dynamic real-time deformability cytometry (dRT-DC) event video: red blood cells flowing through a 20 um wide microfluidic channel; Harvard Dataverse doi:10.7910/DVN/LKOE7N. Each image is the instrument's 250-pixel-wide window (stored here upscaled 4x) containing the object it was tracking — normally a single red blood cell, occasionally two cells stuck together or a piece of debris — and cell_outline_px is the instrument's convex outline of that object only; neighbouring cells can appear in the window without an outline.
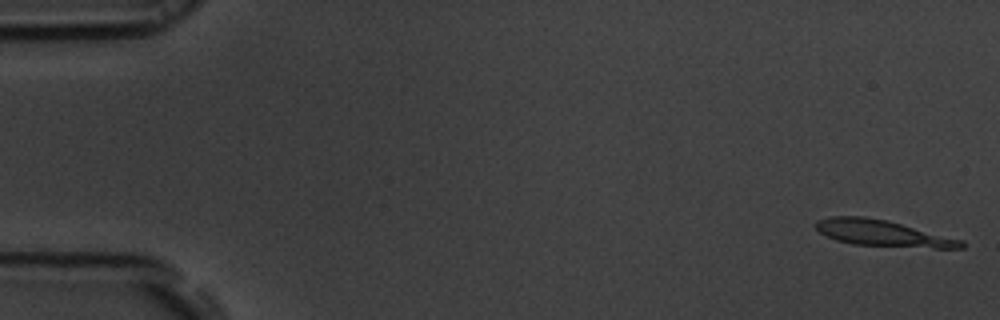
{"species": "common noctule bat (a hibernating species)", "species_latin": "Nyctalus noctula", "temperature_condition": "room temperature", "stored_images_in_passage": 9, "camera_frame_rate_fps": 3000, "um_per_image_px": 0.085, "animal": {"sex": "male", "body_mass_g": 19.5, "forearm_length_mm": 54.6}, "frame": {"image": 1, "passage_image": 1, "time_ms": 0.0, "image_size_px": [1000, 320], "cell_outline_px": [[964, 248], [932, 248], [852, 244], [836, 240], [820, 232], [816, 228], [816, 220], [832, 216], [864, 216], [888, 220], [964, 240]], "centroid_in_image_um": [75.05, 19.82], "position_along_channel_um": 9.9, "area_um2": 22.2}}